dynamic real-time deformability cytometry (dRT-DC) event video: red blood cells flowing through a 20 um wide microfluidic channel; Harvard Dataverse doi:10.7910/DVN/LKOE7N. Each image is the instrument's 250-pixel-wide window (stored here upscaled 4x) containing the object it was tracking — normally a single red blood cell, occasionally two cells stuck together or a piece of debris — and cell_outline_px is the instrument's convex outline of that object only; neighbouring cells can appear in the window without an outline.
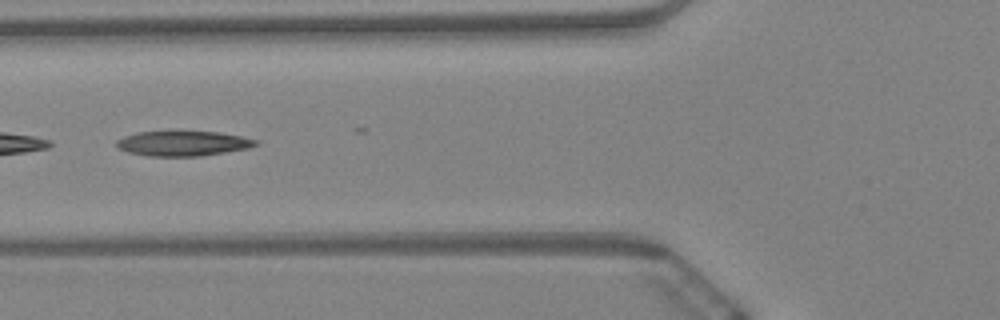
{"species": "Egyptian fruit bat (a non-hibernating species)", "species_latin": "Rousettus aegyptiacus", "temperature_condition": "warm", "stored_images_in_passage": 25, "camera_frame_rate_fps": 3000, "um_per_image_px": 0.085, "animal": {"sex": "female"}, "frame": {"image": 1, "passage_image": 8, "time_ms": 2.333, "image_size_px": [1000, 320], "cell_outline_px": [[260, 144], [248, 148], [200, 156], [148, 156], [128, 152], [116, 148], [116, 140], [124, 136], [136, 132], [216, 132], [240, 136], [260, 140]], "centroid_in_image_um": [15.54, 12.2], "position_along_channel_um": 110.3, "area_um2": 20.17}}
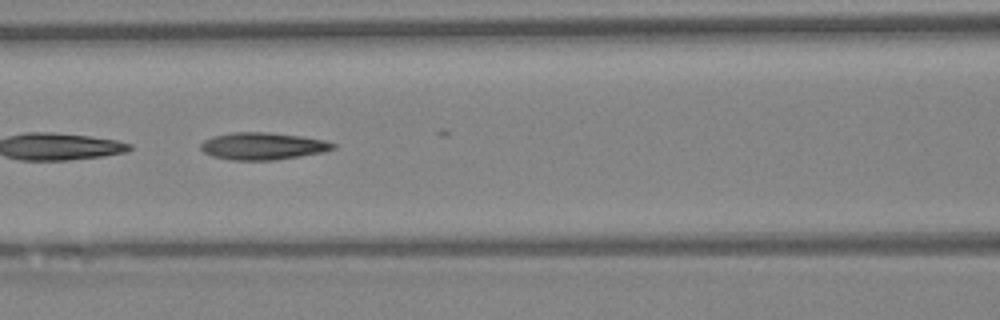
{"frame": {"image": 2, "passage_image": 11, "time_ms": 3.333, "image_size_px": [1000, 320], "cell_outline_px": [[336, 148], [324, 152], [276, 160], [232, 160], [212, 156], [204, 152], [200, 148], [200, 144], [204, 140], [212, 136], [232, 132], [264, 132], [300, 136], [324, 140], [336, 144]], "centroid_in_image_um": [22.32, 12.42], "position_along_channel_um": 144.3, "area_um2": 20.98}}
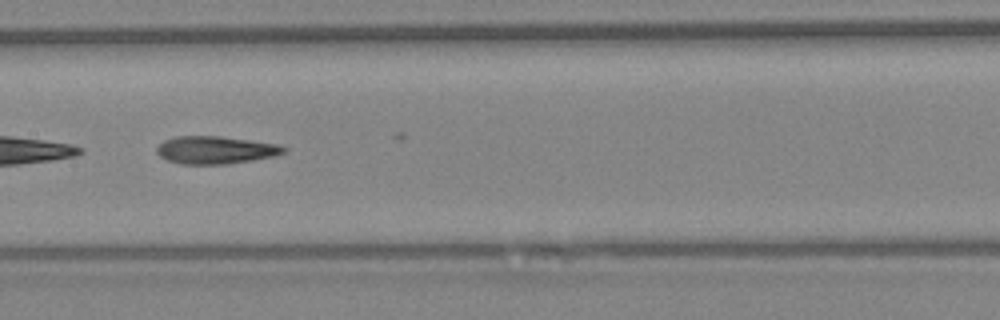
{"frame": {"image": 3, "passage_image": 15, "time_ms": 4.667, "image_size_px": [1000, 320], "cell_outline_px": [[288, 152], [272, 156], [252, 160], [228, 164], [180, 164], [168, 160], [160, 156], [156, 152], [156, 148], [164, 140], [176, 136], [220, 136], [280, 144], [288, 148]], "centroid_in_image_um": [18.35, 12.74], "position_along_channel_um": 189.1, "area_um2": 20.58}}